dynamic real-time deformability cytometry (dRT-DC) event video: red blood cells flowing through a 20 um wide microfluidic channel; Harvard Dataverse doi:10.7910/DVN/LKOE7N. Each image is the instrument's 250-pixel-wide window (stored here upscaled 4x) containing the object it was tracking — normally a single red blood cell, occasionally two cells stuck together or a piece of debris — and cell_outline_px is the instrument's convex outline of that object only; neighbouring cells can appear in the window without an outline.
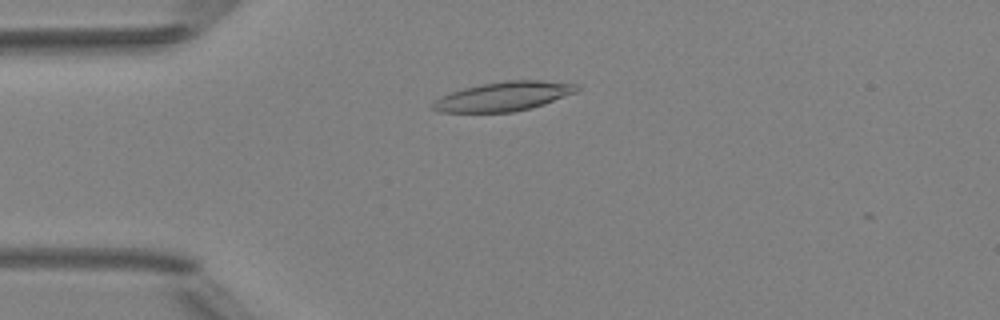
{"species": "Egyptian fruit bat (a non-hibernating species)", "species_latin": "Rousettus aegyptiacus", "temperature_condition": "room temperature", "stored_images_in_passage": 6, "camera_frame_rate_fps": 3000, "um_per_image_px": 0.085, "animal": {"sex": "female"}, "frame": {"image": 1, "passage_image": 4, "time_ms": 3.333, "image_size_px": [1000, 320], "cell_outline_px": [[580, 88], [576, 92], [544, 104], [532, 108], [512, 112], [440, 112], [432, 108], [432, 104], [440, 96], [464, 88], [480, 84], [508, 80], [540, 80], [576, 84]], "centroid_in_image_um": [42.81, 8.19], "position_along_channel_um": 42.2, "area_um2": 24.39}}
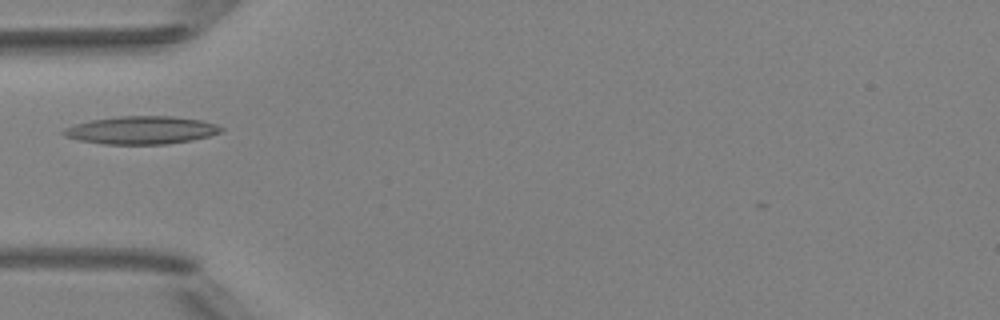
{"frame": {"image": 2, "passage_image": 5, "time_ms": 4.667, "image_size_px": [1000, 320], "cell_outline_px": [[224, 128], [220, 132], [208, 136], [192, 140], [164, 144], [104, 144], [80, 140], [64, 136], [60, 132], [64, 128], [76, 124], [92, 120], [120, 116], [172, 116], [200, 120], [216, 124]], "centroid_in_image_um": [12.0, 11.06], "position_along_channel_um": 73.0, "area_um2": 25.43}}
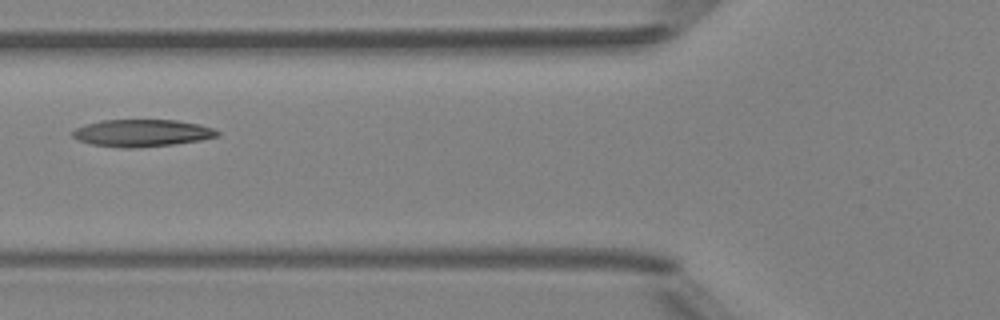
{"frame": {"image": 3, "passage_image": 6, "time_ms": 5.667, "image_size_px": [1000, 320], "cell_outline_px": [[220, 136], [200, 140], [172, 144], [132, 148], [120, 148], [92, 144], [80, 140], [72, 136], [72, 132], [76, 128], [84, 124], [104, 120], [176, 120], [200, 124], [212, 128], [220, 132]], "centroid_in_image_um": [12.08, 11.3], "position_along_channel_um": 113.7, "area_um2": 22.83}}